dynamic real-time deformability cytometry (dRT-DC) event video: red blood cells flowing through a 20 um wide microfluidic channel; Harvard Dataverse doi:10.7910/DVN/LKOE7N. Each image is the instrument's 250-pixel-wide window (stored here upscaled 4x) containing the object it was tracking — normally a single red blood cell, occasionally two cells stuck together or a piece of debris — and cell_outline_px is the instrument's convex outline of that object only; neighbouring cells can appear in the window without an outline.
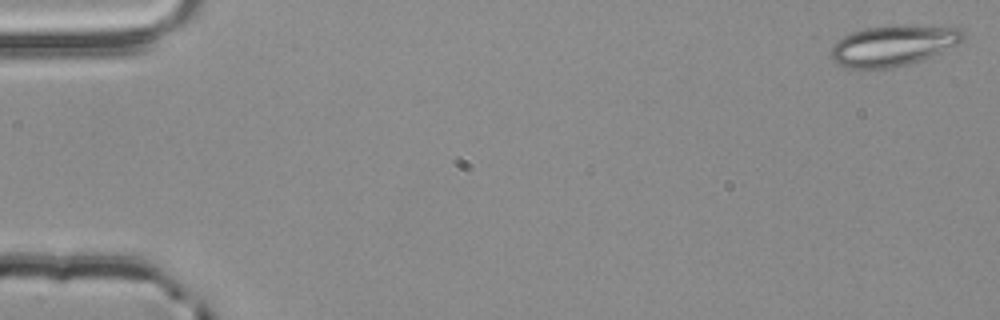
{"species": "common noctule bat (a hibernating species)", "species_latin": "Nyctalus noctula", "temperature_condition": "room temperature", "stored_images_in_passage": 54, "camera_frame_rate_fps": 3000, "um_per_image_px": 0.085, "animal": {"sex": "male", "body_mass_g": 20.4}, "frame": {"image": 1, "passage_image": 1, "time_ms": 0.0, "image_size_px": [1000, 320], "cell_outline_px": [[964, 40], [924, 60], [892, 68], [844, 68], [836, 64], [832, 60], [832, 44], [836, 40], [852, 32], [868, 28], [892, 24], [896, 24], [960, 28], [964, 32]], "centroid_in_image_um": [75.9, 3.87], "position_along_channel_um": 9.1, "area_um2": 31.5}}
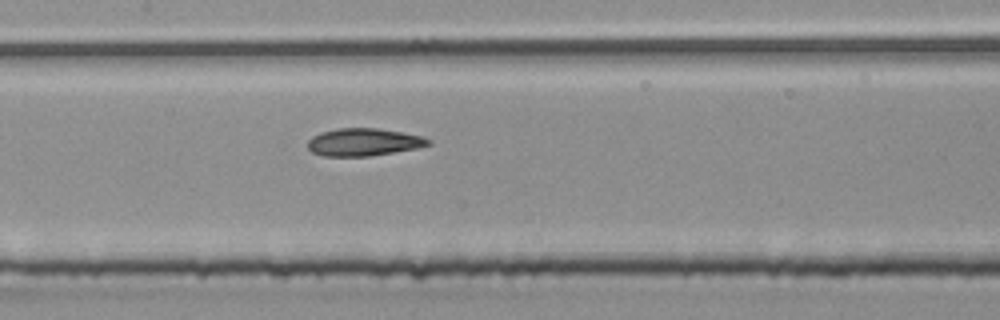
{"frame": {"image": 2, "passage_image": 26, "time_ms": 8.333, "image_size_px": [1000, 320], "cell_outline_px": [[432, 144], [416, 148], [368, 156], [324, 156], [312, 152], [308, 148], [308, 140], [312, 136], [320, 132], [336, 128], [376, 128], [400, 132], [420, 136], [432, 140]], "centroid_in_image_um": [30.87, 12.07], "position_along_channel_um": 176.5, "area_um2": 19.25}}
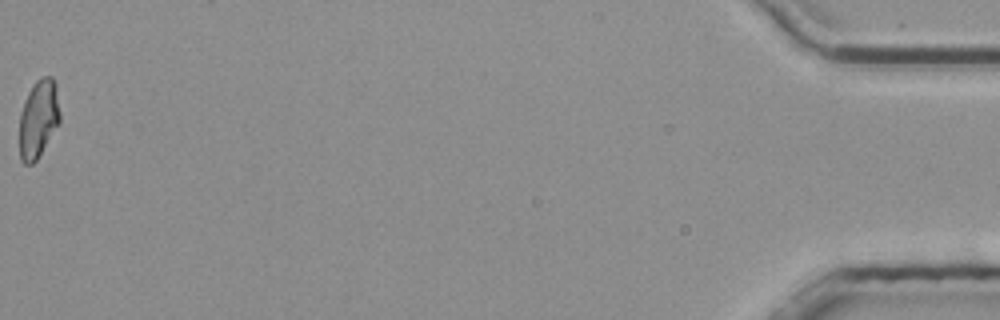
{"frame": {"image": 3, "passage_image": 54, "time_ms": 17.667, "image_size_px": [1000, 320], "cell_outline_px": [[60, 120], [36, 160], [32, 164], [24, 164], [20, 160], [20, 112], [28, 92], [32, 84], [40, 76], [52, 76], [56, 84], [60, 112]], "centroid_in_image_um": [3.26, 10.04], "position_along_channel_um": 431.9, "area_um2": 18.32}, "authors_computed_cell_mechanics": {"area_um2": 19.3919, "velocity_mm_per_s": 3.8621, "shape_relaxation_time_tau1_ms": null, "shape_relaxation_time_tau2_ms": 1.8241, "deformation_change_tau1": null, "deformation_change_tau2": 0.085}}